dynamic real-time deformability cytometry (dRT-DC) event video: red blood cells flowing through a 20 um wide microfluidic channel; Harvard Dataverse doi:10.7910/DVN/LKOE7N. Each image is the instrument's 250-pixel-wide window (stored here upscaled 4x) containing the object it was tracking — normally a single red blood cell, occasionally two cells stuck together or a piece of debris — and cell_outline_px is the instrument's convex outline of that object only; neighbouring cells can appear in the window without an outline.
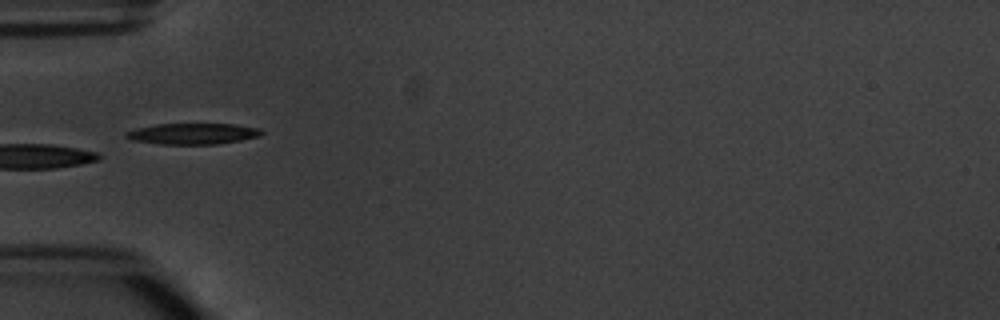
{"species": "common noctule bat (a hibernating species)", "species_latin": "Nyctalus noctula", "temperature_condition": "warm", "stored_images_in_passage": 8, "camera_frame_rate_fps": 3000, "um_per_image_px": 0.085, "animal": {"sex": "male", "body_mass_g": 20.1, "forearm_length_mm": 53.5}, "frame": {"image": 1, "passage_image": 6, "time_ms": 6.0, "image_size_px": [1000, 320], "cell_outline_px": [[264, 132], [260, 136], [240, 140], [216, 144], [160, 144], [136, 140], [124, 136], [124, 132], [136, 128], [156, 124], [236, 124], [260, 128]], "centroid_in_image_um": [16.41, 11.36], "position_along_channel_um": 68.6, "area_um2": 16.53}}